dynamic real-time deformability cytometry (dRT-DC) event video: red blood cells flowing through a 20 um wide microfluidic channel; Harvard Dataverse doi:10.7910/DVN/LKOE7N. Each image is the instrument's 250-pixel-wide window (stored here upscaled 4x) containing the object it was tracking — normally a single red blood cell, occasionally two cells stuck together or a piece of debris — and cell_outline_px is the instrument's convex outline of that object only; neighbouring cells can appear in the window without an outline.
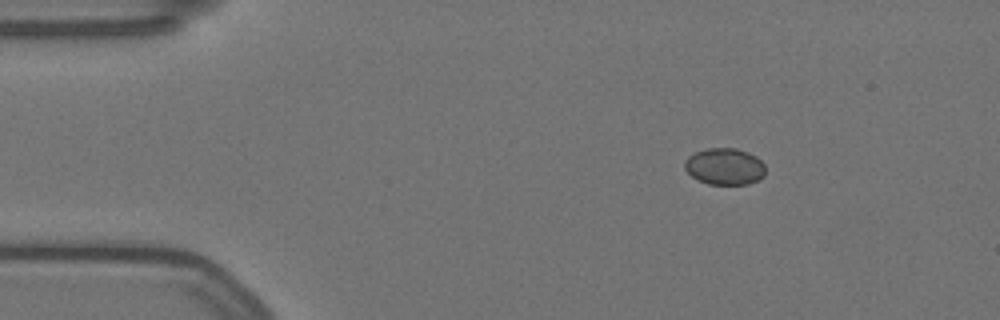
{"species": "Egyptian fruit bat (a non-hibernating species)", "species_latin": "Rousettus aegyptiacus", "temperature_condition": "warm", "stored_images_in_passage": 19, "camera_frame_rate_fps": 3000, "um_per_image_px": 0.085, "animal": {"sex": "female"}, "frame": {"image": 1, "passage_image": 1, "time_ms": 0.0, "image_size_px": [1000, 320], "cell_outline_px": [[764, 176], [760, 180], [748, 184], [708, 184], [692, 176], [684, 168], [684, 160], [688, 156], [696, 152], [708, 148], [736, 148], [748, 152], [756, 156], [764, 164]], "centroid_in_image_um": [61.61, 14.15], "position_along_channel_um": 23.4, "area_um2": 17.28}}
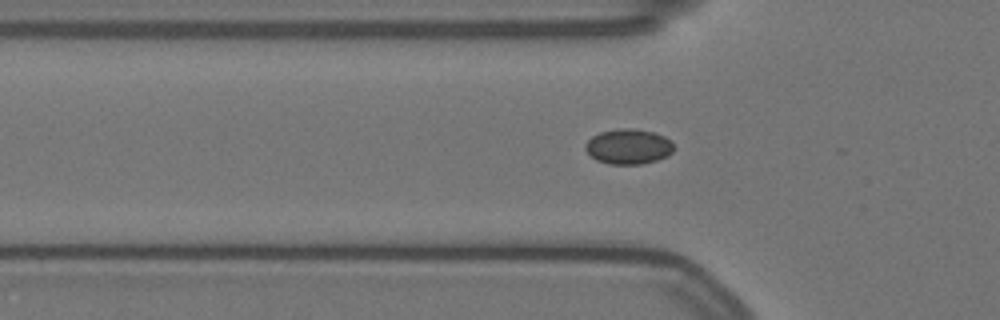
{"frame": {"image": 2, "passage_image": 11, "time_ms": 3.333, "image_size_px": [1000, 320], "cell_outline_px": [[676, 148], [668, 156], [656, 160], [640, 164], [608, 164], [596, 160], [584, 148], [584, 144], [592, 136], [600, 132], [616, 128], [636, 128], [652, 132], [664, 136], [672, 140]], "centroid_in_image_um": [53.44, 12.44], "position_along_channel_um": 72.4, "area_um2": 18.38}}
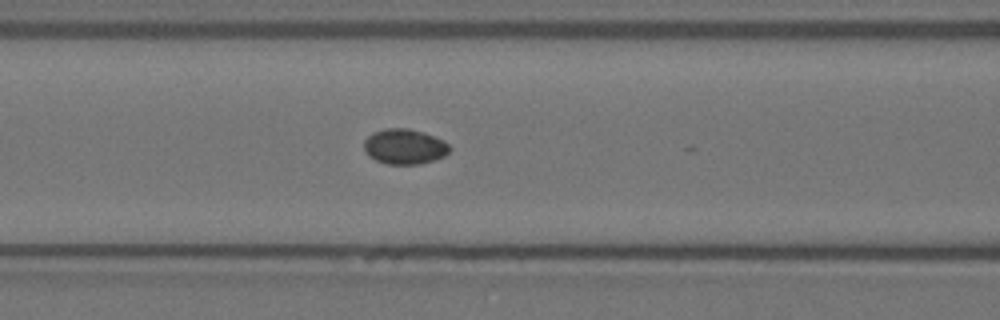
{"frame": {"image": 3, "passage_image": 16, "time_ms": 5.0, "image_size_px": [1000, 320], "cell_outline_px": [[452, 148], [444, 156], [420, 164], [388, 164], [376, 160], [368, 156], [364, 152], [364, 140], [372, 132], [384, 128], [408, 128], [424, 132], [444, 140]], "centroid_in_image_um": [34.37, 12.45], "position_along_channel_um": 132.2, "area_um2": 17.74}}